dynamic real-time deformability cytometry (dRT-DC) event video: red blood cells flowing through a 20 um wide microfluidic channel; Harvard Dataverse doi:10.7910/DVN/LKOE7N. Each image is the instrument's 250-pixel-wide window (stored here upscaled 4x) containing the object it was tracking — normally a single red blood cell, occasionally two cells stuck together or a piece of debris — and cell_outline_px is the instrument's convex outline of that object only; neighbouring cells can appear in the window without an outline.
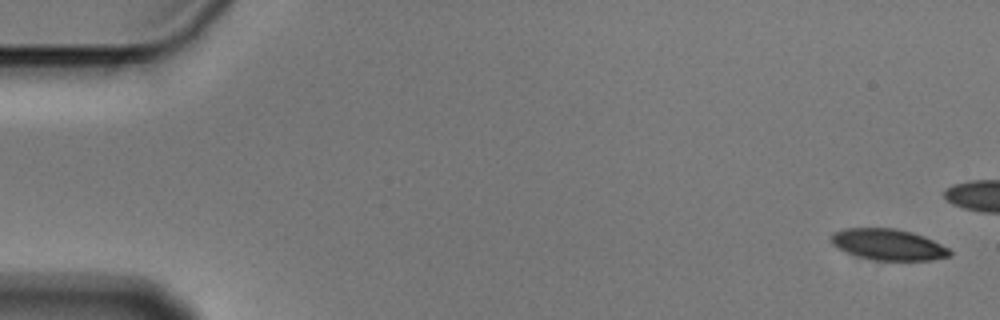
{"species": "Egyptian fruit bat (a non-hibernating species)", "species_latin": "Rousettus aegyptiacus", "temperature_condition": "cold", "stored_images_in_passage": 6, "camera_frame_rate_fps": 3000, "um_per_image_px": 0.085, "animal": {"sex": "male"}, "frame": {"image": 1, "passage_image": 1, "time_ms": 0.0, "image_size_px": [1000, 320], "cell_outline_px": [[952, 256], [932, 260], [876, 260], [844, 252], [832, 244], [828, 236], [832, 232], [844, 228], [896, 228], [912, 232], [924, 236], [948, 248], [952, 252]], "centroid_in_image_um": [75.47, 20.77], "position_along_channel_um": 9.5, "area_um2": 21.68}}